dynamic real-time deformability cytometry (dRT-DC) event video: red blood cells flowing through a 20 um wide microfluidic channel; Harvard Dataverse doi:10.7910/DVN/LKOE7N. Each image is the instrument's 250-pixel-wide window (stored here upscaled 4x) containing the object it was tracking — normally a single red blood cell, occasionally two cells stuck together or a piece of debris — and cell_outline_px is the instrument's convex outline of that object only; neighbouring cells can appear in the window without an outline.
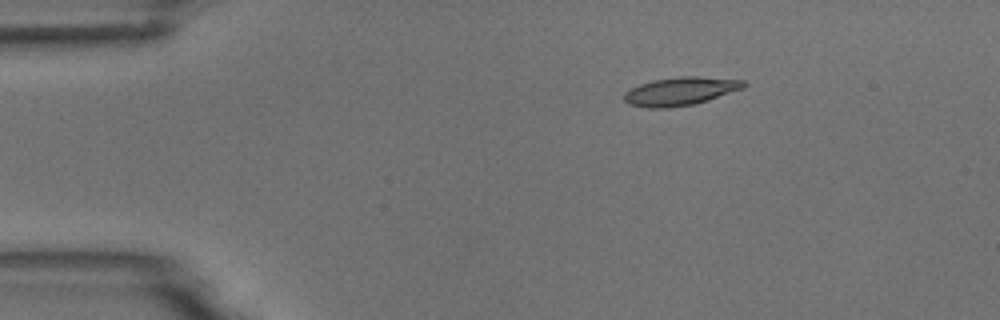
{"species": "common noctule bat (a hibernating species)", "species_latin": "Nyctalus noctula", "temperature_condition": "room temperature", "stored_images_in_passage": 4, "camera_frame_rate_fps": 3000, "um_per_image_px": 0.085, "animal": {"sex": "male", "body_mass_g": 18.8}, "frame": {"image": 1, "passage_image": 2, "time_ms": 2.0, "image_size_px": [1000, 320], "cell_outline_px": [[748, 84], [744, 88], [708, 100], [692, 104], [668, 108], [648, 108], [628, 104], [624, 100], [624, 92], [640, 84], [652, 80], [680, 76], [696, 76], [744, 80]], "centroid_in_image_um": [57.84, 7.75], "position_along_channel_um": 27.2, "area_um2": 19.71}}
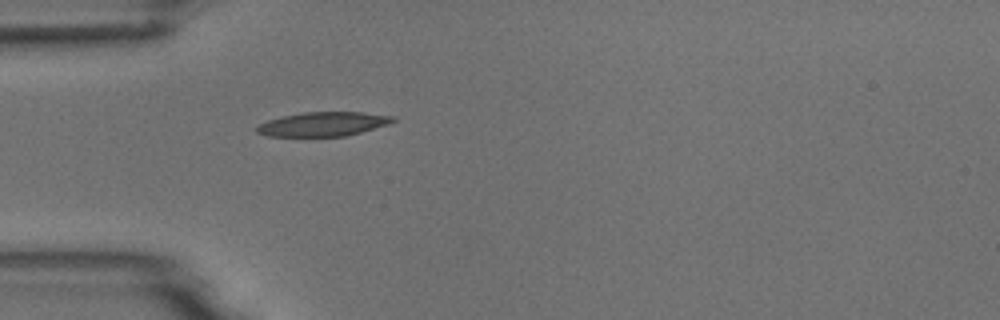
{"frame": {"image": 2, "passage_image": 4, "time_ms": 4.333, "image_size_px": [1000, 320], "cell_outline_px": [[396, 120], [388, 124], [360, 132], [344, 136], [268, 136], [256, 132], [256, 128], [260, 124], [268, 120], [284, 116], [304, 112], [364, 112], [392, 116]], "centroid_in_image_um": [27.46, 10.54], "position_along_channel_um": 57.5, "area_um2": 18.9}}